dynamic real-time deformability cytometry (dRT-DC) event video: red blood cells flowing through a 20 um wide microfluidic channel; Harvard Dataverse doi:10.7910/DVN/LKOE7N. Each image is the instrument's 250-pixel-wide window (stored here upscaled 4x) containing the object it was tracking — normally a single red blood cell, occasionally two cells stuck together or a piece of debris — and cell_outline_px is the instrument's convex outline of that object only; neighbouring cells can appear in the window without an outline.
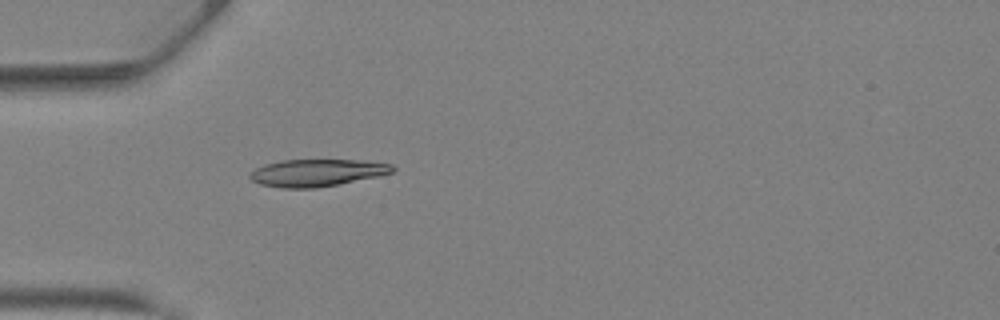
{"species": "Egyptian fruit bat (a non-hibernating species)", "species_latin": "Rousettus aegyptiacus", "temperature_condition": "warm", "stored_images_in_passage": 21, "camera_frame_rate_fps": 3000, "um_per_image_px": 0.085, "animal": {"sex": "female"}, "frame": {"image": 1, "passage_image": 1, "time_ms": 0.0, "image_size_px": [1000, 320], "cell_outline_px": [[396, 168], [392, 172], [376, 176], [316, 188], [280, 188], [260, 184], [252, 180], [248, 176], [256, 168], [264, 164], [280, 160], [356, 160], [392, 164]], "centroid_in_image_um": [26.89, 14.68], "position_along_channel_um": 58.1, "area_um2": 22.31}}
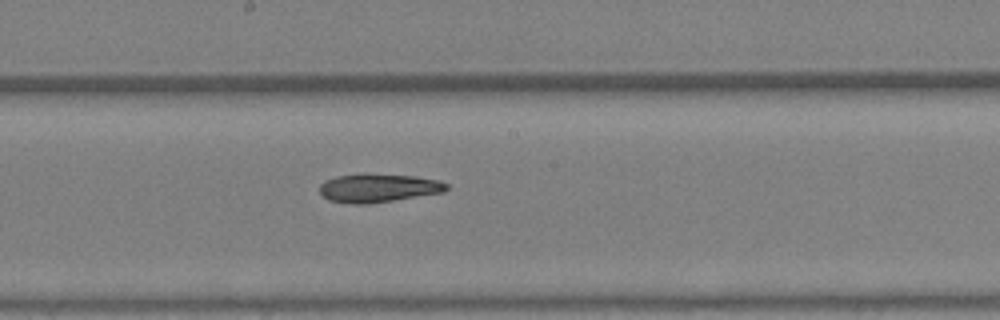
{"frame": {"image": 2, "passage_image": 11, "time_ms": 3.333, "image_size_px": [1000, 320], "cell_outline_px": [[448, 188], [444, 192], [368, 204], [352, 204], [328, 200], [320, 192], [320, 184], [324, 180], [336, 176], [360, 172], [368, 172], [416, 176], [436, 180], [448, 184]], "centroid_in_image_um": [32.11, 15.95], "position_along_channel_um": 216.1, "area_um2": 21.5}}
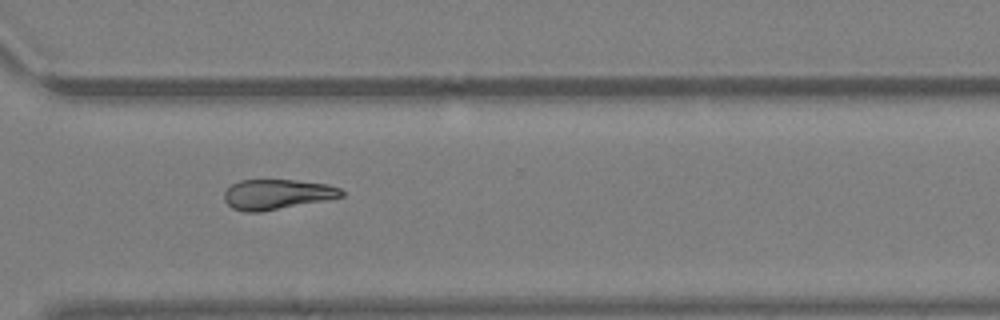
{"frame": {"image": 3, "passage_image": 19, "time_ms": 6.0, "image_size_px": [1000, 320], "cell_outline_px": [[344, 196], [324, 200], [260, 212], [244, 212], [232, 208], [224, 200], [224, 192], [232, 184], [240, 180], [296, 180], [328, 184], [340, 188], [344, 192]], "centroid_in_image_um": [23.53, 16.51], "position_along_channel_um": 347.1, "area_um2": 20.46}}